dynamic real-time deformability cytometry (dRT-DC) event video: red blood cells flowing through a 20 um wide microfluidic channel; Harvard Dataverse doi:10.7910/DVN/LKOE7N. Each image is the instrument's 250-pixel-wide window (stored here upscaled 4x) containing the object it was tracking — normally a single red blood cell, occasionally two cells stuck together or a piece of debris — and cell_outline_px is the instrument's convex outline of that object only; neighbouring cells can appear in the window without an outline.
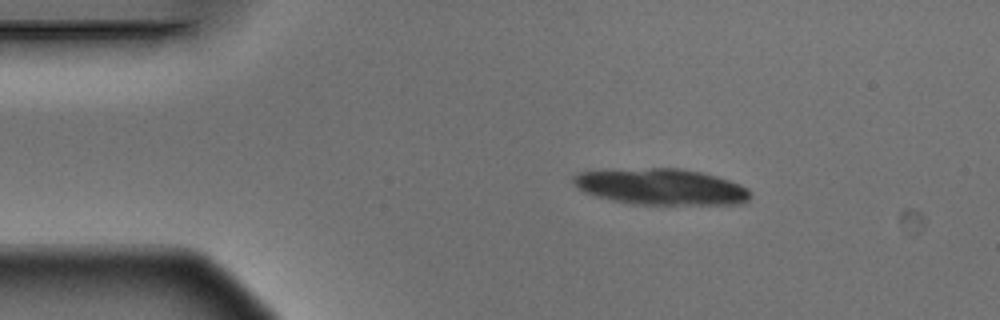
{"species": "Egyptian fruit bat (a non-hibernating species)", "species_latin": "Rousettus aegyptiacus", "temperature_condition": "warm", "stored_images_in_passage": 5, "camera_frame_rate_fps": 3000, "um_per_image_px": 0.085, "animal": {"sex": "male"}, "frame": {"image": 1, "passage_image": 2, "time_ms": 0.333, "image_size_px": [1000, 320], "cell_outline_px": [[752, 196], [744, 204], [632, 204], [612, 200], [596, 196], [584, 192], [576, 188], [572, 184], [572, 176], [576, 172], [604, 168], [680, 168], [700, 172], [716, 176], [740, 184], [748, 188], [752, 192]], "centroid_in_image_um": [56.12, 15.85], "position_along_channel_um": 28.9, "area_um2": 38.09}}